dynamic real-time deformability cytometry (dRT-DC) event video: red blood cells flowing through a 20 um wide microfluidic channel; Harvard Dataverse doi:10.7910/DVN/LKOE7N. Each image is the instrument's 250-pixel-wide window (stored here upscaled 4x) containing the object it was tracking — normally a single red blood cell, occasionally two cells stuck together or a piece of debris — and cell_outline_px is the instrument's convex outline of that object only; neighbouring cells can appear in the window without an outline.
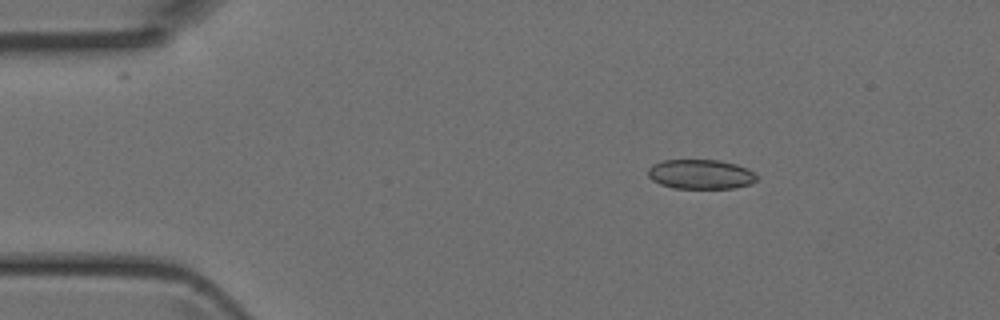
{"species": "Egyptian fruit bat (a non-hibernating species)", "species_latin": "Rousettus aegyptiacus", "temperature_condition": "room temperature", "stored_images_in_passage": 4, "camera_frame_rate_fps": 3000, "um_per_image_px": 0.085, "animal": {"sex": "female"}, "frame": {"image": 1, "passage_image": 2, "time_ms": 0.333, "image_size_px": [1000, 320], "cell_outline_px": [[756, 180], [752, 184], [732, 188], [672, 188], [660, 184], [652, 180], [648, 176], [648, 168], [652, 164], [664, 160], [720, 160], [736, 164], [748, 168], [756, 176]], "centroid_in_image_um": [59.54, 14.81], "position_along_channel_um": 25.5, "area_um2": 18.79}}
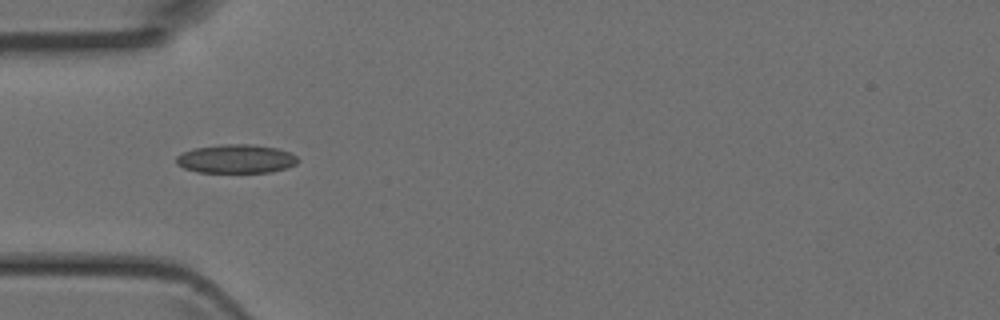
{"frame": {"image": 2, "passage_image": 4, "time_ms": 1.0, "image_size_px": [1000, 320], "cell_outline_px": [[300, 160], [296, 164], [288, 168], [272, 172], [196, 172], [184, 168], [176, 164], [176, 156], [192, 148], [220, 144], [252, 144], [276, 148], [288, 152], [296, 156]], "centroid_in_image_um": [20.06, 13.5], "position_along_channel_um": 64.9, "area_um2": 20.52}}